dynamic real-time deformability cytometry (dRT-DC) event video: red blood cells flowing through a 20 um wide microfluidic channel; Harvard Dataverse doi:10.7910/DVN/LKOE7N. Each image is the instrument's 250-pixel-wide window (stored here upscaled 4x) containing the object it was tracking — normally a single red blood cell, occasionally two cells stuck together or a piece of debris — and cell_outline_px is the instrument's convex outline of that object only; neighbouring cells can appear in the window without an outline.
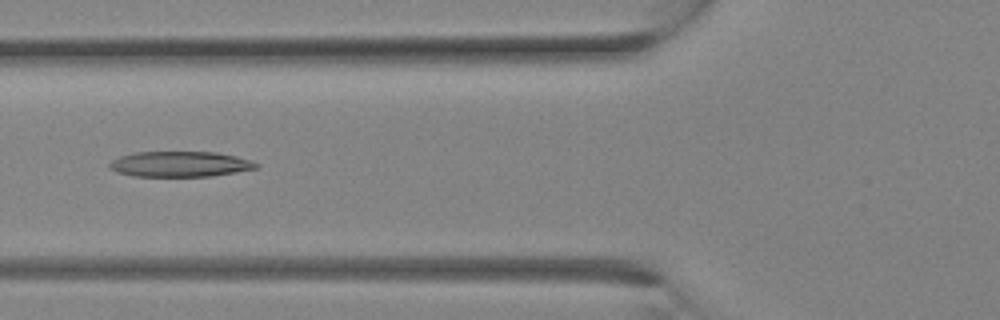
{"species": "Egyptian fruit bat (a non-hibernating species)", "species_latin": "Rousettus aegyptiacus", "temperature_condition": "room temperature", "stored_images_in_passage": 6, "camera_frame_rate_fps": 3000, "um_per_image_px": 0.085, "animal": {"sex": "female"}, "frame": {"image": 1, "passage_image": 3, "time_ms": 0.667, "image_size_px": [1000, 320], "cell_outline_px": [[260, 164], [256, 168], [236, 172], [212, 176], [132, 176], [116, 172], [108, 168], [108, 164], [112, 160], [120, 156], [136, 152], [216, 152], [236, 156], [252, 160]], "centroid_in_image_um": [15.29, 13.95], "position_along_channel_um": 110.5, "area_um2": 21.85}}
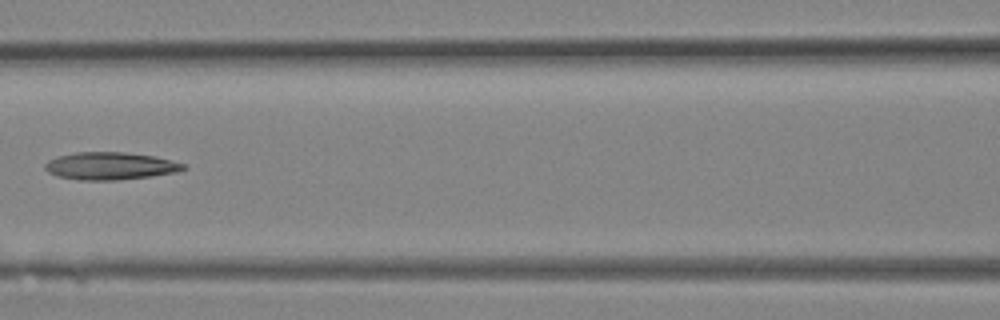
{"frame": {"image": 2, "passage_image": 5, "time_ms": 1.333, "image_size_px": [1000, 320], "cell_outline_px": [[188, 168], [176, 172], [152, 176], [116, 180], [80, 180], [60, 176], [48, 172], [44, 168], [44, 164], [48, 160], [56, 156], [76, 152], [124, 152], [156, 156], [184, 164]], "centroid_in_image_um": [9.36, 14.1], "position_along_channel_um": 157.2, "area_um2": 22.2}}